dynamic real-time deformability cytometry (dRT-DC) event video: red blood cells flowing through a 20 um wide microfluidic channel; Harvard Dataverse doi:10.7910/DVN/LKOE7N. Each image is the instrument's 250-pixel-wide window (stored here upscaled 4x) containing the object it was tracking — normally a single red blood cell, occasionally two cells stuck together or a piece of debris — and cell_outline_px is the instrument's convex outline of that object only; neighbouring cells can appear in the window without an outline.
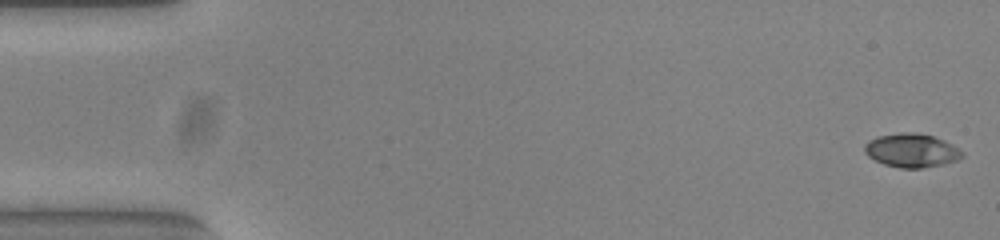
{"species": "common noctule bat (a hibernating species)", "species_latin": "Nyctalus noctula", "temperature_condition": "warm", "stored_images_in_passage": 53, "camera_frame_rate_fps": 3000, "um_per_image_px": 0.085, "animal": {"sex": "female", "body_mass_g": 23.0, "forearm_length_mm": 53.4}, "frame": {"image": 1, "passage_image": 1, "time_ms": 0.0, "image_size_px": [1000, 240], "cell_outline_px": [[964, 156], [956, 160], [944, 164], [920, 168], [900, 168], [884, 164], [868, 156], [864, 152], [864, 144], [868, 140], [876, 136], [904, 132], [912, 132], [932, 136], [944, 140], [952, 144], [964, 152]], "centroid_in_image_um": [77.47, 12.78], "position_along_channel_um": 7.5, "area_um2": 19.19}}
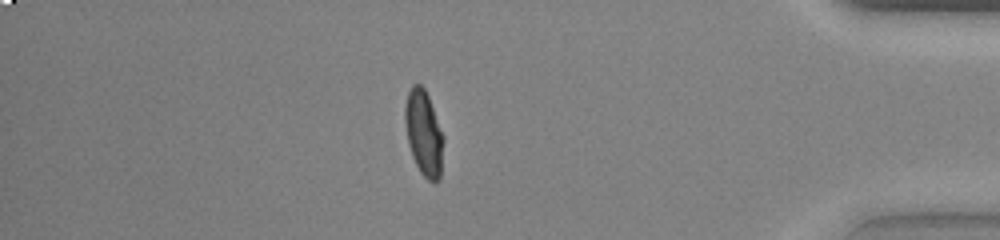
{"frame": {"image": 2, "passage_image": 46, "time_ms": 15.0, "image_size_px": [1000, 240], "cell_outline_px": [[444, 140], [440, 180], [428, 180], [420, 172], [412, 156], [408, 144], [404, 120], [404, 108], [408, 92], [412, 84], [420, 84], [424, 88], [428, 96], [444, 136]], "centroid_in_image_um": [36.01, 11.3], "position_along_channel_um": 399.2, "area_um2": 19.19}}
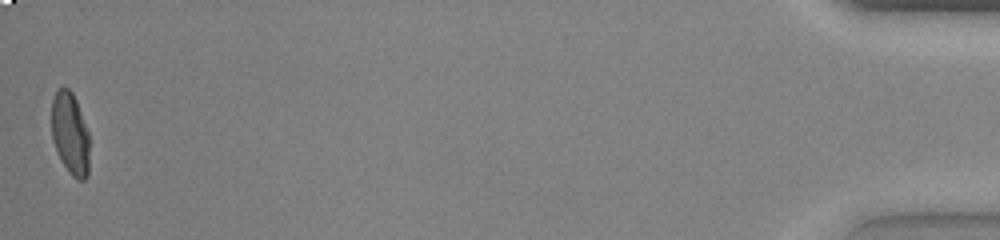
{"frame": {"image": 3, "passage_image": 53, "time_ms": 17.333, "image_size_px": [1000, 240], "cell_outline_px": [[88, 176], [84, 180], [76, 180], [68, 172], [60, 160], [52, 136], [52, 100], [56, 88], [64, 84], [72, 92], [76, 100], [88, 132]], "centroid_in_image_um": [5.95, 11.33], "position_along_channel_um": 429.3, "area_um2": 18.26}, "authors_computed_cell_mechanics": {"area_um2": 18.8428, "velocity_mm_per_s": 3.8377, "shape_relaxation_time_tau1_ms": 5.2595, "shape_relaxation_time_tau2_ms": 1.139, "deformation_change_tau1": 0.2215, "deformation_change_tau2": 0.0498}}